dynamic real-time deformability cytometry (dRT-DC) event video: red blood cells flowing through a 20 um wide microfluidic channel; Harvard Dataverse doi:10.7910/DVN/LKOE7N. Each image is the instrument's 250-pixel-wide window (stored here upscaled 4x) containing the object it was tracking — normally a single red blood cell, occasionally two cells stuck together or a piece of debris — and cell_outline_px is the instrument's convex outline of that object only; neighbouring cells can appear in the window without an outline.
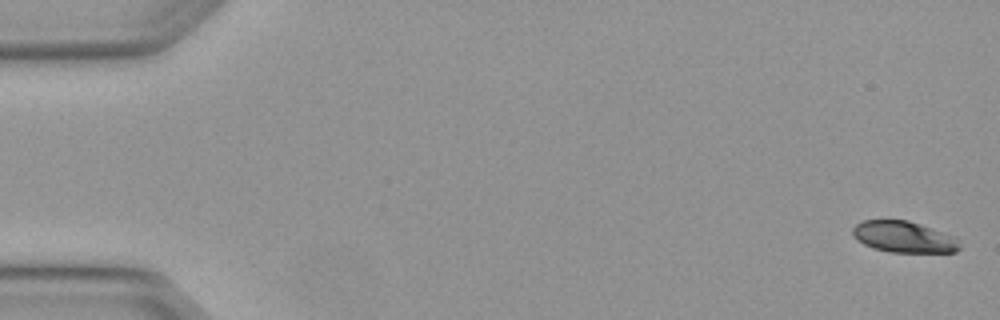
{"species": "Egyptian fruit bat (a non-hibernating species)", "species_latin": "Rousettus aegyptiacus", "temperature_condition": "warm", "stored_images_in_passage": 4, "camera_frame_rate_fps": 3000, "um_per_image_px": 0.085, "animal": {"sex": "female"}, "frame": {"image": 1, "passage_image": 1, "time_ms": 0.0, "image_size_px": [1000, 320], "cell_outline_px": [[960, 248], [956, 252], [888, 252], [872, 248], [864, 244], [852, 232], [852, 228], [856, 224], [864, 220], [908, 220], [956, 236]], "centroid_in_image_um": [76.85, 20.14], "position_along_channel_um": 8.2, "area_um2": 19.42}}
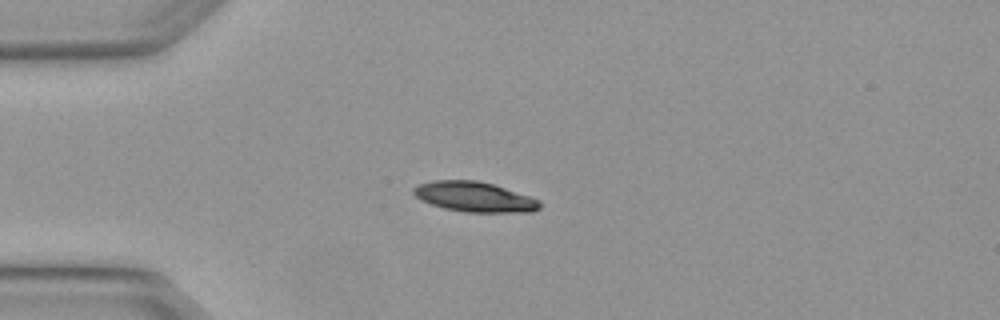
{"frame": {"image": 2, "passage_image": 4, "time_ms": 1.0, "image_size_px": [1000, 320], "cell_outline_px": [[540, 208], [532, 212], [464, 212], [444, 208], [420, 200], [412, 192], [412, 188], [420, 184], [432, 180], [476, 180], [492, 184], [540, 200]], "centroid_in_image_um": [40.3, 16.73], "position_along_channel_um": 44.7, "area_um2": 21.96}}